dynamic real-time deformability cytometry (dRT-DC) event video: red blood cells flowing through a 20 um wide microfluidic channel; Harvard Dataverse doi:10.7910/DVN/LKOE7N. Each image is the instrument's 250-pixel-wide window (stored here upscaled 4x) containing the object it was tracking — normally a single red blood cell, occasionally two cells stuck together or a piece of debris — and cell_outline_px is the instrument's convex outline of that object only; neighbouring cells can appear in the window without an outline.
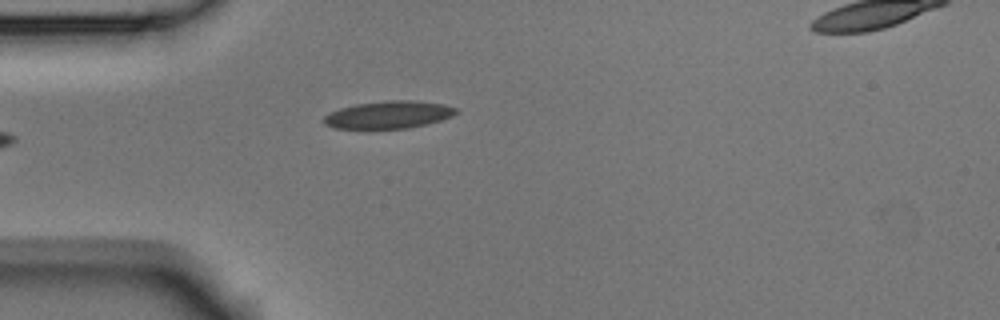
{"species": "Egyptian fruit bat (a non-hibernating species)", "species_latin": "Rousettus aegyptiacus", "temperature_condition": "room temperature", "stored_images_in_passage": 6, "segment_of_instrument_passage": [1, 2], "camera_frame_rate_fps": 3000, "um_per_image_px": 0.085, "animal": {"sex": "male"}, "frame": {"image": 1, "passage_image": 5, "time_ms": 1.333, "image_size_px": [1000, 320], "cell_outline_px": [[460, 112], [452, 116], [440, 120], [408, 128], [336, 128], [324, 124], [324, 116], [340, 108], [356, 104], [388, 100], [412, 100], [444, 104], [456, 108]], "centroid_in_image_um": [33.06, 9.74], "position_along_channel_um": 51.9, "area_um2": 20.92}}